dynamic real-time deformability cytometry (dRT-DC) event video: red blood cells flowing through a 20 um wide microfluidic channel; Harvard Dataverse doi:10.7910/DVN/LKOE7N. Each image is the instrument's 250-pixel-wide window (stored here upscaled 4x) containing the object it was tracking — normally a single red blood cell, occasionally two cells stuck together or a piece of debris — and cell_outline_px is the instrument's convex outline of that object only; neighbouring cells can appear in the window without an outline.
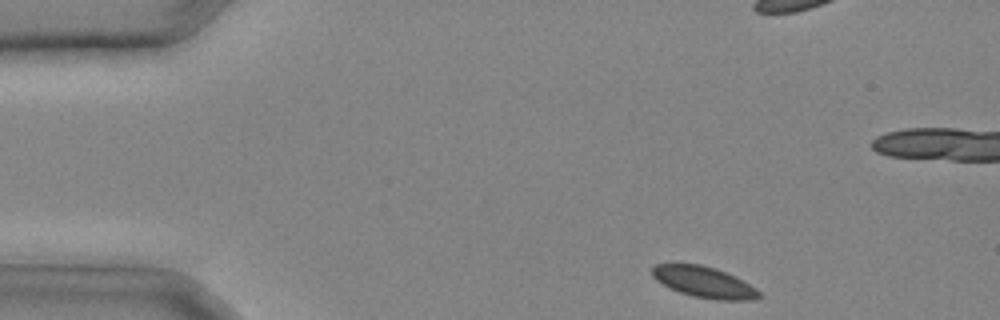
{"species": "common noctule bat (a hibernating species)", "species_latin": "Nyctalus noctula", "temperature_condition": "cold", "stored_images_in_passage": 26, "camera_frame_rate_fps": 3000, "um_per_image_px": 0.085, "animal": {"sex": "male", "body_mass_g": 20.4}, "frame": {"image": 1, "passage_image": 1, "time_ms": 0.0, "image_size_px": [1000, 320], "cell_outline_px": [[760, 296], [752, 300], [716, 300], [692, 296], [668, 288], [656, 280], [652, 276], [652, 268], [656, 264], [700, 264], [716, 268], [756, 288], [760, 292]], "centroid_in_image_um": [59.8, 23.99], "position_along_channel_um": 25.2, "area_um2": 19.13}}
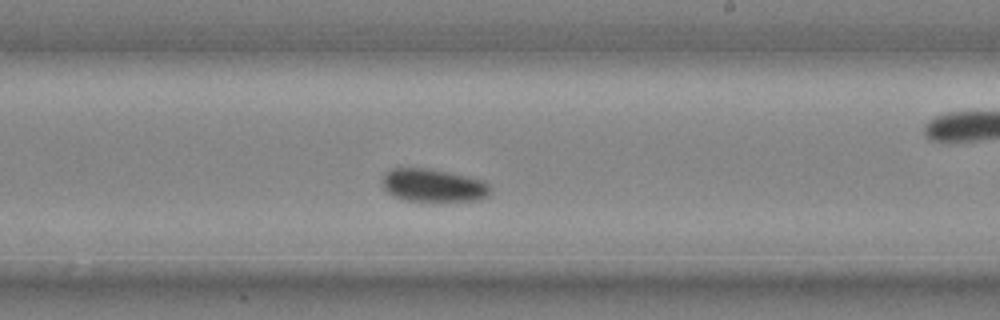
{"frame": {"image": 2, "passage_image": 16, "time_ms": 5.0, "image_size_px": [1000, 320], "cell_outline_px": [[492, 188], [488, 196], [480, 200], [408, 200], [396, 196], [388, 192], [384, 188], [384, 172], [392, 168], [428, 168], [448, 172], [484, 180]], "centroid_in_image_um": [36.87, 15.74], "position_along_channel_um": 252.1, "area_um2": 20.4}}
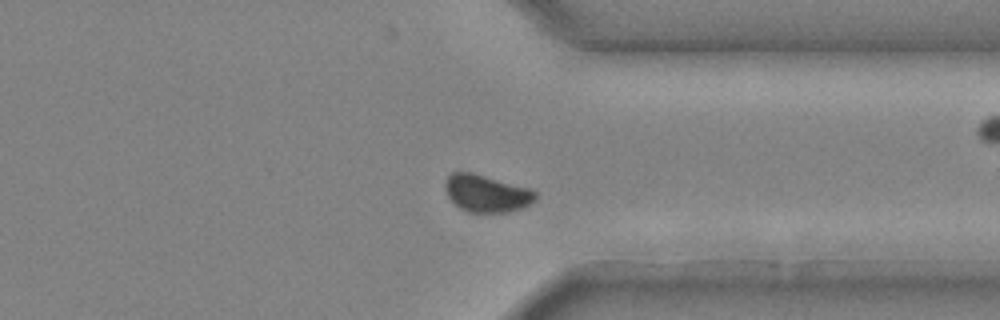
{"frame": {"image": 3, "passage_image": 22, "time_ms": 7.0, "image_size_px": [1000, 320], "cell_outline_px": [[536, 200], [520, 208], [508, 212], [468, 212], [460, 208], [448, 196], [444, 188], [444, 180], [452, 172], [472, 172], [532, 188], [536, 192]], "centroid_in_image_um": [41.35, 16.42], "position_along_channel_um": 370.0, "area_um2": 19.71}}